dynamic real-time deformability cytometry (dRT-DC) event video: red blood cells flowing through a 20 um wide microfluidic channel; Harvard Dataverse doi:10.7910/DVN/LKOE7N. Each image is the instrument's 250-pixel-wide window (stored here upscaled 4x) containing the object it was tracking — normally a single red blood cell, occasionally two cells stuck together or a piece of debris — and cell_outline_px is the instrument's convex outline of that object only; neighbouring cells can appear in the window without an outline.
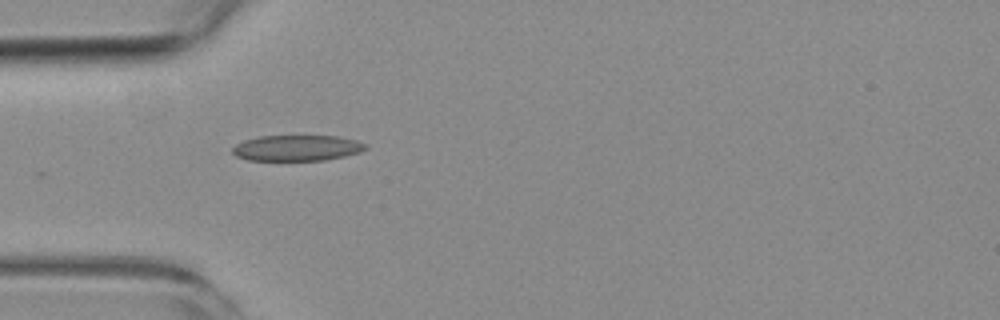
{"species": "common noctule bat (a hibernating species)", "species_latin": "Nyctalus noctula", "temperature_condition": "room temperature", "stored_images_in_passage": 29, "camera_frame_rate_fps": 3000, "um_per_image_px": 0.085, "animal": {"sex": "female", "body_mass_g": 19.3, "forearm_length_mm": 54.1}, "frame": {"image": 1, "passage_image": 1, "time_ms": 0.0, "image_size_px": [1000, 320], "cell_outline_px": [[368, 148], [360, 152], [344, 156], [324, 160], [248, 160], [236, 156], [232, 152], [232, 148], [236, 144], [244, 140], [260, 136], [340, 136], [356, 140], [368, 144]], "centroid_in_image_um": [25.27, 12.57], "position_along_channel_um": 59.7, "area_um2": 20.06}}
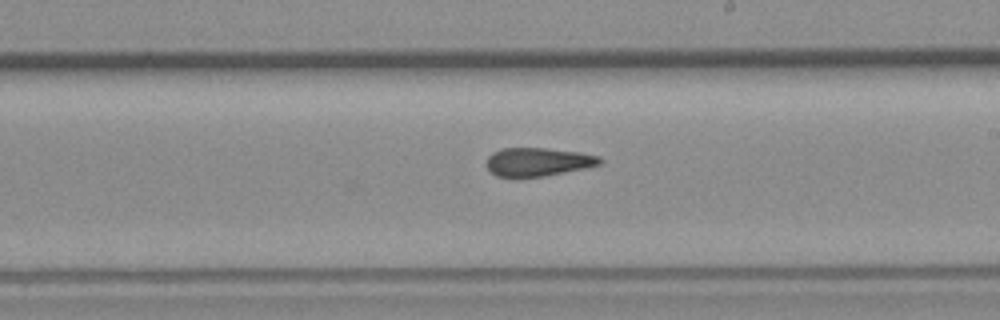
{"frame": {"image": 2, "passage_image": 16, "time_ms": 5.0, "image_size_px": [1000, 320], "cell_outline_px": [[604, 160], [600, 164], [584, 168], [544, 176], [516, 180], [496, 176], [488, 168], [488, 156], [492, 152], [504, 148], [544, 148], [580, 152], [600, 156]], "centroid_in_image_um": [45.7, 13.79], "position_along_channel_um": 243.3, "area_um2": 19.19}}
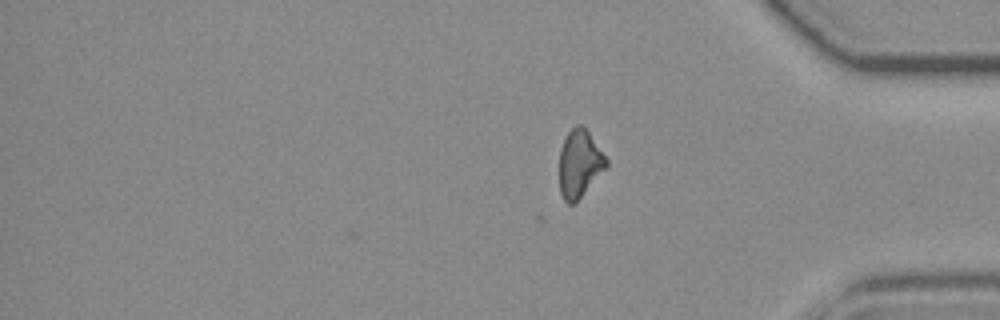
{"frame": {"image": 3, "passage_image": 29, "time_ms": 9.333, "image_size_px": [1000, 320], "cell_outline_px": [[608, 168], [572, 204], [568, 204], [564, 200], [560, 192], [560, 148], [568, 132], [576, 124], [580, 124], [588, 132], [608, 160]], "centroid_in_image_um": [49.27, 13.9], "position_along_channel_um": 385.9, "area_um2": 18.21}, "authors_computed_cell_mechanics": {"area_um2": 19.363, "velocity_mm_per_s": 3.713, "shape_relaxation_time_tau1_ms": 7.4569, "shape_relaxation_time_tau2_ms": 3.329, "deformation_change_tau1": 0.172, "deformation_change_tau2": 0.1198}}